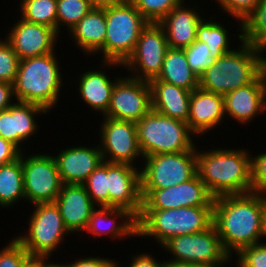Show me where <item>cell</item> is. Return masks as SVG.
<instances>
[{
  "mask_svg": "<svg viewBox=\"0 0 266 267\" xmlns=\"http://www.w3.org/2000/svg\"><path fill=\"white\" fill-rule=\"evenodd\" d=\"M152 109L173 119L187 123L192 91L156 78L149 81Z\"/></svg>",
  "mask_w": 266,
  "mask_h": 267,
  "instance_id": "25",
  "label": "cell"
},
{
  "mask_svg": "<svg viewBox=\"0 0 266 267\" xmlns=\"http://www.w3.org/2000/svg\"><path fill=\"white\" fill-rule=\"evenodd\" d=\"M151 110L149 81L125 76L116 81L108 110L103 117L137 123Z\"/></svg>",
  "mask_w": 266,
  "mask_h": 267,
  "instance_id": "13",
  "label": "cell"
},
{
  "mask_svg": "<svg viewBox=\"0 0 266 267\" xmlns=\"http://www.w3.org/2000/svg\"><path fill=\"white\" fill-rule=\"evenodd\" d=\"M28 255L23 245L14 237L0 250V267H22Z\"/></svg>",
  "mask_w": 266,
  "mask_h": 267,
  "instance_id": "41",
  "label": "cell"
},
{
  "mask_svg": "<svg viewBox=\"0 0 266 267\" xmlns=\"http://www.w3.org/2000/svg\"><path fill=\"white\" fill-rule=\"evenodd\" d=\"M148 23H159L184 0H128Z\"/></svg>",
  "mask_w": 266,
  "mask_h": 267,
  "instance_id": "35",
  "label": "cell"
},
{
  "mask_svg": "<svg viewBox=\"0 0 266 267\" xmlns=\"http://www.w3.org/2000/svg\"><path fill=\"white\" fill-rule=\"evenodd\" d=\"M29 218L25 235L16 236L30 255L52 256L65 236L70 232L65 227L55 202L35 204Z\"/></svg>",
  "mask_w": 266,
  "mask_h": 267,
  "instance_id": "8",
  "label": "cell"
},
{
  "mask_svg": "<svg viewBox=\"0 0 266 267\" xmlns=\"http://www.w3.org/2000/svg\"><path fill=\"white\" fill-rule=\"evenodd\" d=\"M168 49L163 27L159 23H148L139 35L132 54L122 66L132 72L130 77L150 81L161 73Z\"/></svg>",
  "mask_w": 266,
  "mask_h": 267,
  "instance_id": "11",
  "label": "cell"
},
{
  "mask_svg": "<svg viewBox=\"0 0 266 267\" xmlns=\"http://www.w3.org/2000/svg\"><path fill=\"white\" fill-rule=\"evenodd\" d=\"M212 16L210 19H202L196 29V40L204 42L210 50V57L213 60L218 59L223 54L231 52L233 49L229 46V32L224 26L216 22ZM208 20V21H207ZM228 33V34H227Z\"/></svg>",
  "mask_w": 266,
  "mask_h": 267,
  "instance_id": "30",
  "label": "cell"
},
{
  "mask_svg": "<svg viewBox=\"0 0 266 267\" xmlns=\"http://www.w3.org/2000/svg\"><path fill=\"white\" fill-rule=\"evenodd\" d=\"M70 263V264H69ZM68 264H62L63 267H116L118 266L115 260H111L108 258H101V257H83V258H77L73 262H69Z\"/></svg>",
  "mask_w": 266,
  "mask_h": 267,
  "instance_id": "42",
  "label": "cell"
},
{
  "mask_svg": "<svg viewBox=\"0 0 266 267\" xmlns=\"http://www.w3.org/2000/svg\"><path fill=\"white\" fill-rule=\"evenodd\" d=\"M40 113L49 112L36 104L14 102L8 109L0 111V136L24 151L21 147L24 141L37 133L38 123L35 117Z\"/></svg>",
  "mask_w": 266,
  "mask_h": 267,
  "instance_id": "18",
  "label": "cell"
},
{
  "mask_svg": "<svg viewBox=\"0 0 266 267\" xmlns=\"http://www.w3.org/2000/svg\"><path fill=\"white\" fill-rule=\"evenodd\" d=\"M56 52L20 60L13 84L16 101L32 103L49 112L60 98L63 87Z\"/></svg>",
  "mask_w": 266,
  "mask_h": 267,
  "instance_id": "3",
  "label": "cell"
},
{
  "mask_svg": "<svg viewBox=\"0 0 266 267\" xmlns=\"http://www.w3.org/2000/svg\"><path fill=\"white\" fill-rule=\"evenodd\" d=\"M264 194L249 192L214 198L213 224L225 251L232 257L265 236Z\"/></svg>",
  "mask_w": 266,
  "mask_h": 267,
  "instance_id": "1",
  "label": "cell"
},
{
  "mask_svg": "<svg viewBox=\"0 0 266 267\" xmlns=\"http://www.w3.org/2000/svg\"><path fill=\"white\" fill-rule=\"evenodd\" d=\"M261 74L264 78V82H265V86H266V57H263V56L261 59Z\"/></svg>",
  "mask_w": 266,
  "mask_h": 267,
  "instance_id": "49",
  "label": "cell"
},
{
  "mask_svg": "<svg viewBox=\"0 0 266 267\" xmlns=\"http://www.w3.org/2000/svg\"><path fill=\"white\" fill-rule=\"evenodd\" d=\"M21 18L53 28L57 32V0H21Z\"/></svg>",
  "mask_w": 266,
  "mask_h": 267,
  "instance_id": "32",
  "label": "cell"
},
{
  "mask_svg": "<svg viewBox=\"0 0 266 267\" xmlns=\"http://www.w3.org/2000/svg\"><path fill=\"white\" fill-rule=\"evenodd\" d=\"M50 256L46 255H28L24 261L22 267H50L53 264V261L49 260ZM50 262V263H49Z\"/></svg>",
  "mask_w": 266,
  "mask_h": 267,
  "instance_id": "46",
  "label": "cell"
},
{
  "mask_svg": "<svg viewBox=\"0 0 266 267\" xmlns=\"http://www.w3.org/2000/svg\"><path fill=\"white\" fill-rule=\"evenodd\" d=\"M184 2L174 7L160 22L169 48L184 49L196 41V29L202 21L197 7H184Z\"/></svg>",
  "mask_w": 266,
  "mask_h": 267,
  "instance_id": "24",
  "label": "cell"
},
{
  "mask_svg": "<svg viewBox=\"0 0 266 267\" xmlns=\"http://www.w3.org/2000/svg\"><path fill=\"white\" fill-rule=\"evenodd\" d=\"M21 152L22 151L11 141L3 139L0 136V167L18 159Z\"/></svg>",
  "mask_w": 266,
  "mask_h": 267,
  "instance_id": "43",
  "label": "cell"
},
{
  "mask_svg": "<svg viewBox=\"0 0 266 267\" xmlns=\"http://www.w3.org/2000/svg\"><path fill=\"white\" fill-rule=\"evenodd\" d=\"M63 184L83 185L88 176L104 161L99 145L73 146L53 155Z\"/></svg>",
  "mask_w": 266,
  "mask_h": 267,
  "instance_id": "19",
  "label": "cell"
},
{
  "mask_svg": "<svg viewBox=\"0 0 266 267\" xmlns=\"http://www.w3.org/2000/svg\"><path fill=\"white\" fill-rule=\"evenodd\" d=\"M58 37L59 34L53 28L20 18L5 40L22 60L54 52Z\"/></svg>",
  "mask_w": 266,
  "mask_h": 267,
  "instance_id": "17",
  "label": "cell"
},
{
  "mask_svg": "<svg viewBox=\"0 0 266 267\" xmlns=\"http://www.w3.org/2000/svg\"><path fill=\"white\" fill-rule=\"evenodd\" d=\"M132 261L128 265V267H165V260L158 261L153 258L152 254L142 253L132 256Z\"/></svg>",
  "mask_w": 266,
  "mask_h": 267,
  "instance_id": "44",
  "label": "cell"
},
{
  "mask_svg": "<svg viewBox=\"0 0 266 267\" xmlns=\"http://www.w3.org/2000/svg\"><path fill=\"white\" fill-rule=\"evenodd\" d=\"M254 156L250 157L252 192L264 194L266 193V152Z\"/></svg>",
  "mask_w": 266,
  "mask_h": 267,
  "instance_id": "40",
  "label": "cell"
},
{
  "mask_svg": "<svg viewBox=\"0 0 266 267\" xmlns=\"http://www.w3.org/2000/svg\"><path fill=\"white\" fill-rule=\"evenodd\" d=\"M26 199L22 168V152L18 159L0 167V206L11 207Z\"/></svg>",
  "mask_w": 266,
  "mask_h": 267,
  "instance_id": "29",
  "label": "cell"
},
{
  "mask_svg": "<svg viewBox=\"0 0 266 267\" xmlns=\"http://www.w3.org/2000/svg\"><path fill=\"white\" fill-rule=\"evenodd\" d=\"M117 218L122 219L120 223ZM85 231L97 238L108 234L113 240L128 236L137 238V218L126 209L98 207L92 212Z\"/></svg>",
  "mask_w": 266,
  "mask_h": 267,
  "instance_id": "23",
  "label": "cell"
},
{
  "mask_svg": "<svg viewBox=\"0 0 266 267\" xmlns=\"http://www.w3.org/2000/svg\"><path fill=\"white\" fill-rule=\"evenodd\" d=\"M78 79V92L84 103L103 116L108 110L114 85L119 78L111 80L105 69L103 71L91 69L80 74Z\"/></svg>",
  "mask_w": 266,
  "mask_h": 267,
  "instance_id": "27",
  "label": "cell"
},
{
  "mask_svg": "<svg viewBox=\"0 0 266 267\" xmlns=\"http://www.w3.org/2000/svg\"><path fill=\"white\" fill-rule=\"evenodd\" d=\"M13 84L0 82V111L8 109L13 103Z\"/></svg>",
  "mask_w": 266,
  "mask_h": 267,
  "instance_id": "45",
  "label": "cell"
},
{
  "mask_svg": "<svg viewBox=\"0 0 266 267\" xmlns=\"http://www.w3.org/2000/svg\"><path fill=\"white\" fill-rule=\"evenodd\" d=\"M242 40L261 52H266V0H260L255 10L242 23Z\"/></svg>",
  "mask_w": 266,
  "mask_h": 267,
  "instance_id": "31",
  "label": "cell"
},
{
  "mask_svg": "<svg viewBox=\"0 0 266 267\" xmlns=\"http://www.w3.org/2000/svg\"><path fill=\"white\" fill-rule=\"evenodd\" d=\"M22 168L26 200L32 205L55 202L63 183L51 153L26 157L22 151Z\"/></svg>",
  "mask_w": 266,
  "mask_h": 267,
  "instance_id": "12",
  "label": "cell"
},
{
  "mask_svg": "<svg viewBox=\"0 0 266 267\" xmlns=\"http://www.w3.org/2000/svg\"><path fill=\"white\" fill-rule=\"evenodd\" d=\"M165 267H224V266H212L207 264H195L181 261H166Z\"/></svg>",
  "mask_w": 266,
  "mask_h": 267,
  "instance_id": "47",
  "label": "cell"
},
{
  "mask_svg": "<svg viewBox=\"0 0 266 267\" xmlns=\"http://www.w3.org/2000/svg\"><path fill=\"white\" fill-rule=\"evenodd\" d=\"M127 163L108 162L109 207L128 210L136 218L142 211L140 169Z\"/></svg>",
  "mask_w": 266,
  "mask_h": 267,
  "instance_id": "16",
  "label": "cell"
},
{
  "mask_svg": "<svg viewBox=\"0 0 266 267\" xmlns=\"http://www.w3.org/2000/svg\"><path fill=\"white\" fill-rule=\"evenodd\" d=\"M142 209H177L213 206L214 197L196 174L190 180L165 189L141 190Z\"/></svg>",
  "mask_w": 266,
  "mask_h": 267,
  "instance_id": "15",
  "label": "cell"
},
{
  "mask_svg": "<svg viewBox=\"0 0 266 267\" xmlns=\"http://www.w3.org/2000/svg\"><path fill=\"white\" fill-rule=\"evenodd\" d=\"M135 124L143 158L156 154L196 151V140H192L195 134L183 121L152 109Z\"/></svg>",
  "mask_w": 266,
  "mask_h": 267,
  "instance_id": "7",
  "label": "cell"
},
{
  "mask_svg": "<svg viewBox=\"0 0 266 267\" xmlns=\"http://www.w3.org/2000/svg\"><path fill=\"white\" fill-rule=\"evenodd\" d=\"M196 171L214 198L252 192L250 153L243 149H210L198 152Z\"/></svg>",
  "mask_w": 266,
  "mask_h": 267,
  "instance_id": "2",
  "label": "cell"
},
{
  "mask_svg": "<svg viewBox=\"0 0 266 267\" xmlns=\"http://www.w3.org/2000/svg\"><path fill=\"white\" fill-rule=\"evenodd\" d=\"M156 79L189 91L199 87V77L191 70L184 49L179 48L167 50L161 73Z\"/></svg>",
  "mask_w": 266,
  "mask_h": 267,
  "instance_id": "28",
  "label": "cell"
},
{
  "mask_svg": "<svg viewBox=\"0 0 266 267\" xmlns=\"http://www.w3.org/2000/svg\"><path fill=\"white\" fill-rule=\"evenodd\" d=\"M239 48L223 54L210 64L199 77V87L203 90L225 95L237 88L249 85L261 74L263 52L242 40ZM237 49V50H236Z\"/></svg>",
  "mask_w": 266,
  "mask_h": 267,
  "instance_id": "4",
  "label": "cell"
},
{
  "mask_svg": "<svg viewBox=\"0 0 266 267\" xmlns=\"http://www.w3.org/2000/svg\"><path fill=\"white\" fill-rule=\"evenodd\" d=\"M106 31L104 8H92L69 31V36L86 55H94L104 46Z\"/></svg>",
  "mask_w": 266,
  "mask_h": 267,
  "instance_id": "26",
  "label": "cell"
},
{
  "mask_svg": "<svg viewBox=\"0 0 266 267\" xmlns=\"http://www.w3.org/2000/svg\"><path fill=\"white\" fill-rule=\"evenodd\" d=\"M104 10L106 38L104 46L97 53L103 54L102 68L105 66L123 68L122 64L132 54L139 35L148 22L128 0L115 6L105 7Z\"/></svg>",
  "mask_w": 266,
  "mask_h": 267,
  "instance_id": "6",
  "label": "cell"
},
{
  "mask_svg": "<svg viewBox=\"0 0 266 267\" xmlns=\"http://www.w3.org/2000/svg\"><path fill=\"white\" fill-rule=\"evenodd\" d=\"M20 58L16 55L11 45L0 39V82L14 84Z\"/></svg>",
  "mask_w": 266,
  "mask_h": 267,
  "instance_id": "36",
  "label": "cell"
},
{
  "mask_svg": "<svg viewBox=\"0 0 266 267\" xmlns=\"http://www.w3.org/2000/svg\"><path fill=\"white\" fill-rule=\"evenodd\" d=\"M50 267H63L62 263H57L56 264H52Z\"/></svg>",
  "mask_w": 266,
  "mask_h": 267,
  "instance_id": "51",
  "label": "cell"
},
{
  "mask_svg": "<svg viewBox=\"0 0 266 267\" xmlns=\"http://www.w3.org/2000/svg\"><path fill=\"white\" fill-rule=\"evenodd\" d=\"M236 256L240 267H266V243L252 244L242 248Z\"/></svg>",
  "mask_w": 266,
  "mask_h": 267,
  "instance_id": "39",
  "label": "cell"
},
{
  "mask_svg": "<svg viewBox=\"0 0 266 267\" xmlns=\"http://www.w3.org/2000/svg\"><path fill=\"white\" fill-rule=\"evenodd\" d=\"M264 204H265V219H264V225H265V236H266V193H264Z\"/></svg>",
  "mask_w": 266,
  "mask_h": 267,
  "instance_id": "50",
  "label": "cell"
},
{
  "mask_svg": "<svg viewBox=\"0 0 266 267\" xmlns=\"http://www.w3.org/2000/svg\"><path fill=\"white\" fill-rule=\"evenodd\" d=\"M212 224L213 206L142 209L137 218V237H154L162 245L171 237L202 232Z\"/></svg>",
  "mask_w": 266,
  "mask_h": 267,
  "instance_id": "5",
  "label": "cell"
},
{
  "mask_svg": "<svg viewBox=\"0 0 266 267\" xmlns=\"http://www.w3.org/2000/svg\"><path fill=\"white\" fill-rule=\"evenodd\" d=\"M55 204L70 233L85 230L92 212L96 209L84 185L77 184H63Z\"/></svg>",
  "mask_w": 266,
  "mask_h": 267,
  "instance_id": "22",
  "label": "cell"
},
{
  "mask_svg": "<svg viewBox=\"0 0 266 267\" xmlns=\"http://www.w3.org/2000/svg\"><path fill=\"white\" fill-rule=\"evenodd\" d=\"M260 0H216L221 11L227 12L235 17L239 22L240 32L242 33V23L255 10Z\"/></svg>",
  "mask_w": 266,
  "mask_h": 267,
  "instance_id": "38",
  "label": "cell"
},
{
  "mask_svg": "<svg viewBox=\"0 0 266 267\" xmlns=\"http://www.w3.org/2000/svg\"><path fill=\"white\" fill-rule=\"evenodd\" d=\"M184 51L191 70L198 77H200L213 62V59L210 57L208 45L204 42L196 40L193 44L184 48Z\"/></svg>",
  "mask_w": 266,
  "mask_h": 267,
  "instance_id": "37",
  "label": "cell"
},
{
  "mask_svg": "<svg viewBox=\"0 0 266 267\" xmlns=\"http://www.w3.org/2000/svg\"><path fill=\"white\" fill-rule=\"evenodd\" d=\"M262 74L249 85L224 95L225 115L239 123H249L266 112V88Z\"/></svg>",
  "mask_w": 266,
  "mask_h": 267,
  "instance_id": "20",
  "label": "cell"
},
{
  "mask_svg": "<svg viewBox=\"0 0 266 267\" xmlns=\"http://www.w3.org/2000/svg\"><path fill=\"white\" fill-rule=\"evenodd\" d=\"M100 128L99 148L105 162L135 166V160L142 159L134 122L104 117Z\"/></svg>",
  "mask_w": 266,
  "mask_h": 267,
  "instance_id": "14",
  "label": "cell"
},
{
  "mask_svg": "<svg viewBox=\"0 0 266 267\" xmlns=\"http://www.w3.org/2000/svg\"><path fill=\"white\" fill-rule=\"evenodd\" d=\"M145 158V159H144ZM140 170L141 190L173 187L196 174V151L156 154L144 157Z\"/></svg>",
  "mask_w": 266,
  "mask_h": 267,
  "instance_id": "9",
  "label": "cell"
},
{
  "mask_svg": "<svg viewBox=\"0 0 266 267\" xmlns=\"http://www.w3.org/2000/svg\"><path fill=\"white\" fill-rule=\"evenodd\" d=\"M93 8H105L121 4L124 0H89Z\"/></svg>",
  "mask_w": 266,
  "mask_h": 267,
  "instance_id": "48",
  "label": "cell"
},
{
  "mask_svg": "<svg viewBox=\"0 0 266 267\" xmlns=\"http://www.w3.org/2000/svg\"><path fill=\"white\" fill-rule=\"evenodd\" d=\"M160 247L173 255L168 261L223 266L232 260L225 251L214 224L202 232L171 237Z\"/></svg>",
  "mask_w": 266,
  "mask_h": 267,
  "instance_id": "10",
  "label": "cell"
},
{
  "mask_svg": "<svg viewBox=\"0 0 266 267\" xmlns=\"http://www.w3.org/2000/svg\"><path fill=\"white\" fill-rule=\"evenodd\" d=\"M83 185L97 207H109L108 162L103 161Z\"/></svg>",
  "mask_w": 266,
  "mask_h": 267,
  "instance_id": "34",
  "label": "cell"
},
{
  "mask_svg": "<svg viewBox=\"0 0 266 267\" xmlns=\"http://www.w3.org/2000/svg\"><path fill=\"white\" fill-rule=\"evenodd\" d=\"M224 95L198 87L191 93L187 125L196 136L220 126L225 118Z\"/></svg>",
  "mask_w": 266,
  "mask_h": 267,
  "instance_id": "21",
  "label": "cell"
},
{
  "mask_svg": "<svg viewBox=\"0 0 266 267\" xmlns=\"http://www.w3.org/2000/svg\"><path fill=\"white\" fill-rule=\"evenodd\" d=\"M92 8L89 0H57V33L60 26L69 32Z\"/></svg>",
  "mask_w": 266,
  "mask_h": 267,
  "instance_id": "33",
  "label": "cell"
}]
</instances>
